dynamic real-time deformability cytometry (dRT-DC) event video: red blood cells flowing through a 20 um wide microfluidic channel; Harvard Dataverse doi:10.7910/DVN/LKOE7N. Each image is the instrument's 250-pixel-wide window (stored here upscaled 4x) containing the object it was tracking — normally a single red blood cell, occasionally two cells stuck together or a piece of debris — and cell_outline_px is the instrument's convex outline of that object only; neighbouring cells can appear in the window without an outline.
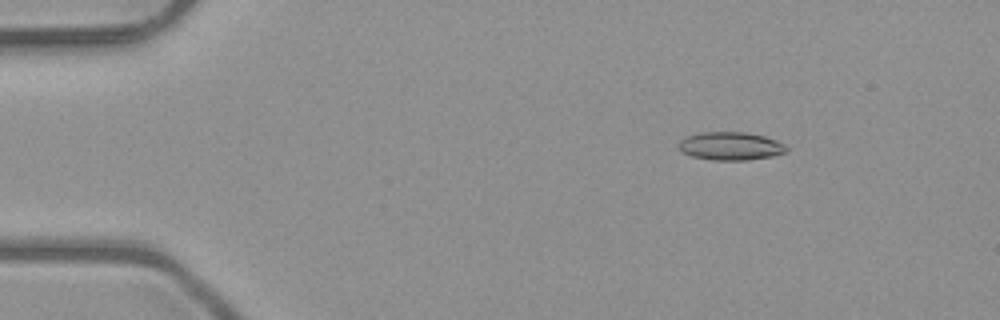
{"species": "common noctule bat (a hibernating species)", "species_latin": "Nyctalus noctula", "temperature_condition": "room temperature", "stored_images_in_passage": 52, "camera_frame_rate_fps": 3000, "um_per_image_px": 0.085, "animal": {"sex": "male", "body_mass_g": 23.1, "forearm_length_mm": 52.7}, "frame": {"image": 1, "passage_image": 8, "time_ms": 2.333, "image_size_px": [1000, 320], "cell_outline_px": [[788, 148], [784, 152], [772, 156], [748, 160], [712, 160], [692, 156], [680, 152], [676, 144], [684, 136], [700, 132], [744, 132], [764, 136], [776, 140], [784, 144]], "centroid_in_image_um": [62.02, 12.41], "position_along_channel_um": 23.0, "area_um2": 17.86}}
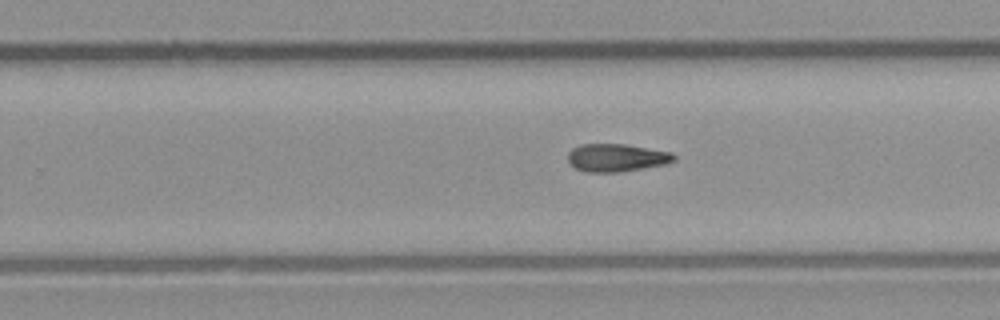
{"frame": {"image": 2, "passage_image": 33, "time_ms": 10.667, "image_size_px": [1000, 320], "cell_outline_px": [[676, 160], [668, 164], [620, 172], [588, 172], [576, 168], [568, 160], [568, 152], [572, 148], [580, 144], [624, 144], [672, 152], [676, 156]], "centroid_in_image_um": [52.44, 13.4], "position_along_channel_um": 277.4, "area_um2": 17.28}}
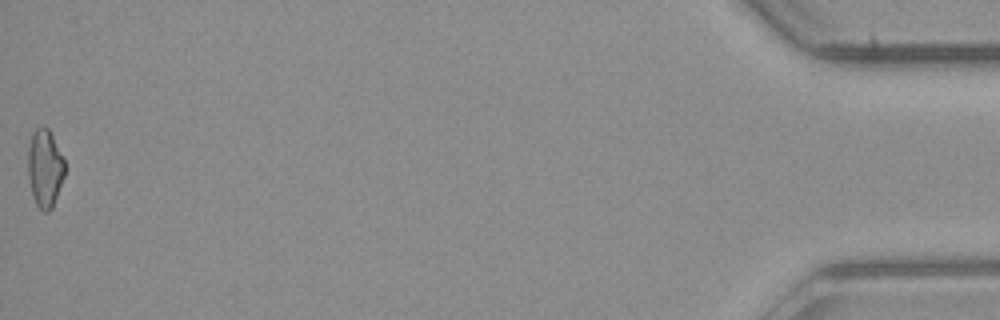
{"frame": {"image": 3, "passage_image": 52, "time_ms": 17.0, "image_size_px": [1000, 320], "cell_outline_px": [[64, 176], [52, 208], [48, 212], [44, 212], [36, 204], [32, 192], [28, 176], [28, 148], [32, 132], [36, 128], [44, 124], [48, 128], [64, 156]], "centroid_in_image_um": [3.82, 14.25], "position_along_channel_um": 431.4, "area_um2": 16.76}}